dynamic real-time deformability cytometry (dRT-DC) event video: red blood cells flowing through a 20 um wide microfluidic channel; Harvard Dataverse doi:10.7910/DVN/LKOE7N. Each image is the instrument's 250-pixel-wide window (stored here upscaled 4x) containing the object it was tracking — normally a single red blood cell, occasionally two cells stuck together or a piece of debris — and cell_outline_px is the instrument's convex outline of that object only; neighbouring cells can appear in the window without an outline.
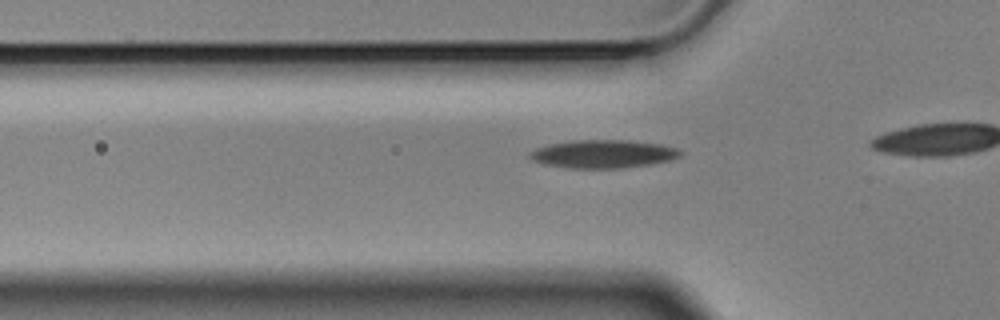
{"species": "Egyptian fruit bat (a non-hibernating species)", "species_latin": "Rousettus aegyptiacus", "temperature_condition": "cold", "stored_images_in_passage": 24, "camera_frame_rate_fps": 3000, "um_per_image_px": 0.085, "animal": {"sex": "male"}, "frame": {"image": 1, "passage_image": 14, "time_ms": 4.333, "image_size_px": [1000, 320], "cell_outline_px": [[684, 152], [680, 156], [672, 160], [652, 164], [620, 168], [568, 168], [544, 164], [532, 160], [528, 156], [528, 152], [536, 148], [548, 144], [576, 140], [628, 140], [660, 144], [676, 148]], "centroid_in_image_um": [51.27, 13.09], "position_along_channel_um": 74.5, "area_um2": 24.85}}
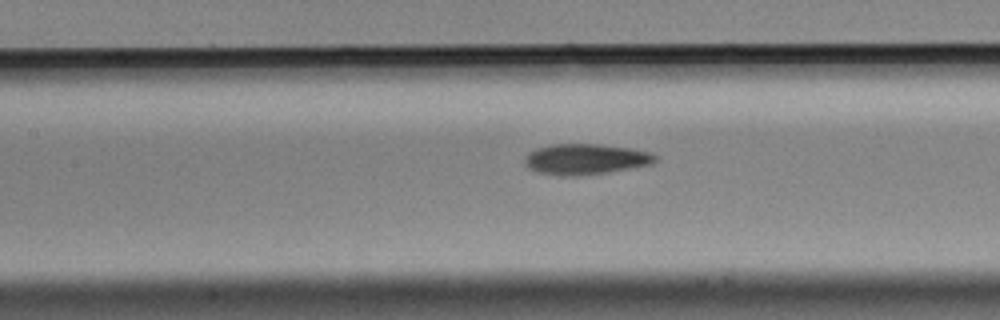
{"frame": {"image": 2, "passage_image": 21, "time_ms": 6.667, "image_size_px": [1000, 320], "cell_outline_px": [[656, 160], [652, 164], [608, 172], [576, 176], [564, 176], [536, 172], [528, 168], [524, 164], [524, 156], [528, 152], [536, 148], [552, 144], [600, 144], [632, 148], [652, 152], [656, 156]], "centroid_in_image_um": [49.74, 13.52], "position_along_channel_um": 157.7, "area_um2": 23.58}}